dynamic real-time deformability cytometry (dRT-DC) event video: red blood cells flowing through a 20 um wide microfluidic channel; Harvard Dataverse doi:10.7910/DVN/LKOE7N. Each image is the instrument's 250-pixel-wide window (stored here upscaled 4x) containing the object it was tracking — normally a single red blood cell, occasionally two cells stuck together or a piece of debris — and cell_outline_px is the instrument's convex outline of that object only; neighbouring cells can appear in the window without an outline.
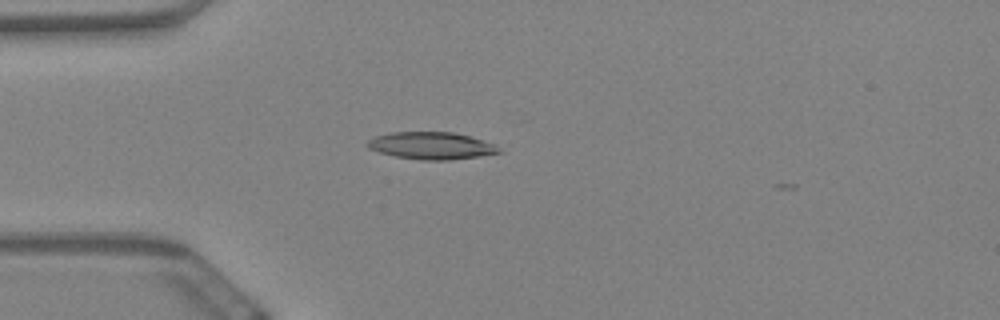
{"species": "Egyptian fruit bat (a non-hibernating species)", "species_latin": "Rousettus aegyptiacus", "temperature_condition": "warm", "stored_images_in_passage": 2, "camera_frame_rate_fps": 3000, "um_per_image_px": 0.085, "animal": {"sex": "female"}, "frame": {"image": 1, "passage_image": 1, "time_ms": 0.0, "image_size_px": [1000, 320], "cell_outline_px": [[500, 152], [480, 156], [448, 160], [420, 160], [396, 156], [380, 152], [368, 148], [364, 144], [368, 140], [376, 136], [392, 132], [452, 132], [468, 136], [492, 144]], "centroid_in_image_um": [36.58, 12.38], "position_along_channel_um": 48.4, "area_um2": 20.46}}